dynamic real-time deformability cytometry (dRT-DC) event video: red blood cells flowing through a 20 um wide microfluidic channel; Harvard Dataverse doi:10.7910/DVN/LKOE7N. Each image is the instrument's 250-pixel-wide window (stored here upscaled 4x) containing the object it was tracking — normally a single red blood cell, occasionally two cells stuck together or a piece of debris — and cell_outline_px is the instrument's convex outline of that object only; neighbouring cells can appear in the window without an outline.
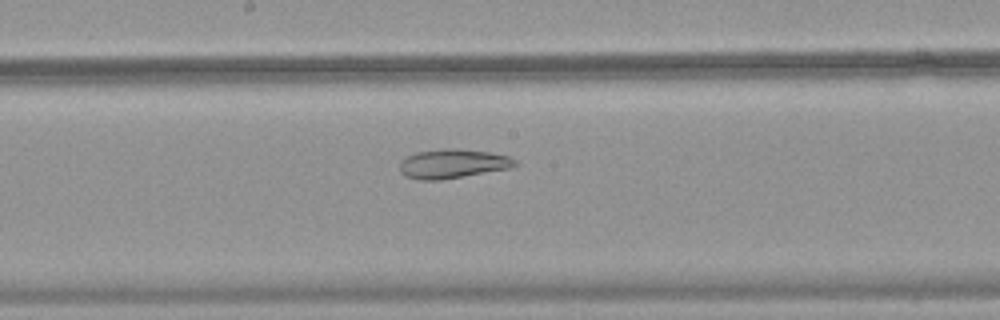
{"species": "common noctule bat (a hibernating species)", "species_latin": "Nyctalus noctula", "temperature_condition": "warm", "stored_images_in_passage": 52, "camera_frame_rate_fps": 3000, "um_per_image_px": 0.085, "animal": {"sex": "female", "body_mass_g": 18.4}, "frame": {"image": 1, "passage_image": 29, "time_ms": 9.333, "image_size_px": [1000, 320], "cell_outline_px": [[516, 164], [508, 168], [440, 180], [420, 180], [404, 176], [400, 172], [400, 160], [416, 152], [444, 148], [452, 148], [488, 152], [508, 156], [516, 160]], "centroid_in_image_um": [38.41, 13.91], "position_along_channel_um": 209.8, "area_um2": 19.36}}
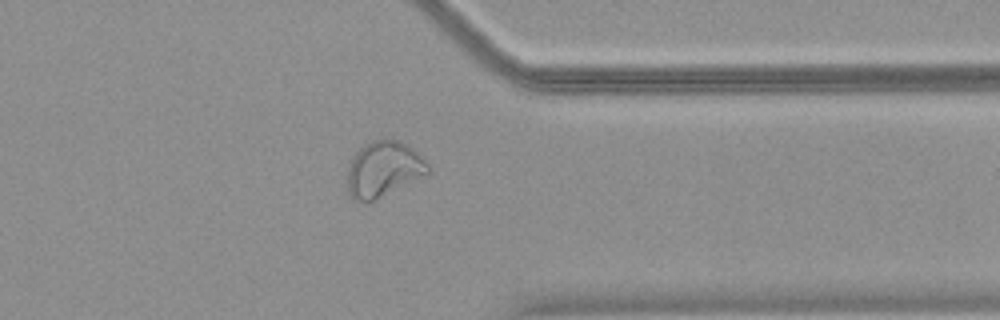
{"frame": {"image": 2, "passage_image": 42, "time_ms": 13.667, "image_size_px": [1000, 320], "cell_outline_px": [[432, 172], [372, 200], [352, 200], [348, 192], [348, 168], [356, 152], [360, 148], [372, 140], [384, 136], [408, 144], [432, 168]], "centroid_in_image_um": [32.62, 14.32], "position_along_channel_um": 378.8, "area_um2": 25.84}}
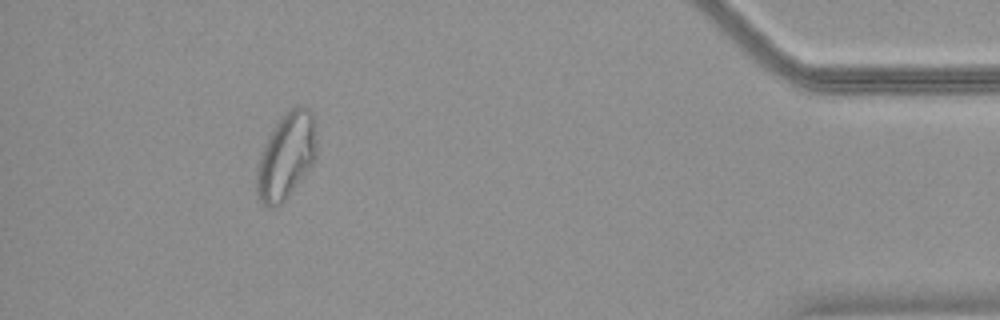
{"frame": {"image": 3, "passage_image": 48, "time_ms": 15.667, "image_size_px": [1000, 320], "cell_outline_px": [[316, 156], [312, 164], [284, 200], [280, 204], [272, 208], [268, 208], [260, 204], [256, 192], [256, 172], [260, 156], [268, 136], [272, 128], [280, 116], [288, 108], [300, 104], [308, 108], [312, 112], [316, 124]], "centroid_in_image_um": [24.32, 13.21], "position_along_channel_um": 410.9, "area_um2": 30.4}}